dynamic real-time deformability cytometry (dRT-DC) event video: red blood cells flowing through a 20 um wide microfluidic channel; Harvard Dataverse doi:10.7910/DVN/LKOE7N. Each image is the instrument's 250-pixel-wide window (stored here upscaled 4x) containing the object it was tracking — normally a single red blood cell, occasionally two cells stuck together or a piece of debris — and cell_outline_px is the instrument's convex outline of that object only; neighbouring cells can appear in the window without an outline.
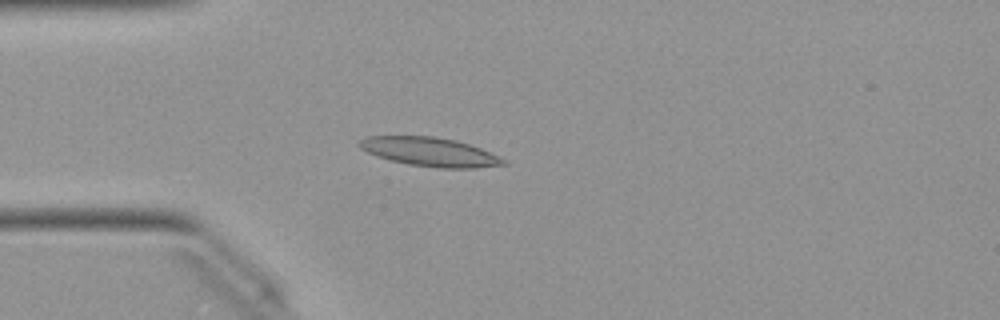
{"species": "Egyptian fruit bat (a non-hibernating species)", "species_latin": "Rousettus aegyptiacus", "temperature_condition": "warm", "stored_images_in_passage": 38, "camera_frame_rate_fps": 3000, "um_per_image_px": 0.085, "animal": {"sex": "female"}, "frame": {"image": 1, "passage_image": 1, "time_ms": 0.0, "image_size_px": [1000, 320], "cell_outline_px": [[508, 164], [476, 168], [440, 168], [408, 164], [388, 160], [376, 156], [360, 148], [356, 144], [360, 140], [368, 136], [432, 136], [456, 140], [480, 148], [504, 160]], "centroid_in_image_um": [36.48, 12.91], "position_along_channel_um": 48.5, "area_um2": 24.1}}
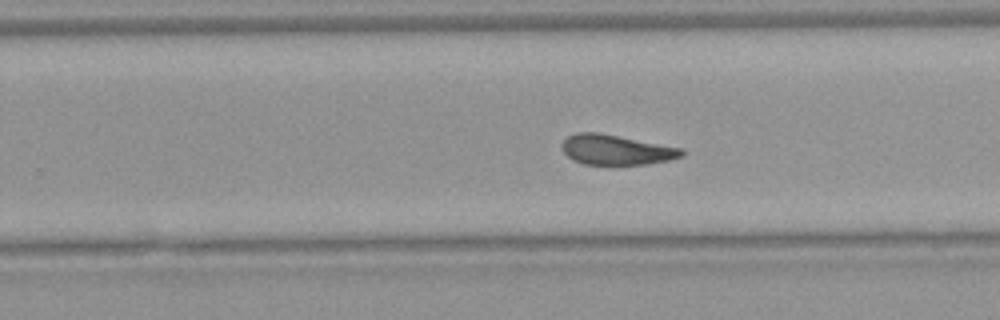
{"frame": {"image": 2, "passage_image": 19, "time_ms": 6.0, "image_size_px": [1000, 320], "cell_outline_px": [[684, 156], [668, 160], [648, 164], [584, 164], [572, 160], [560, 148], [560, 144], [568, 136], [576, 132], [596, 132], [684, 148]], "centroid_in_image_um": [52.36, 12.73], "position_along_channel_um": 277.4, "area_um2": 20.98}}
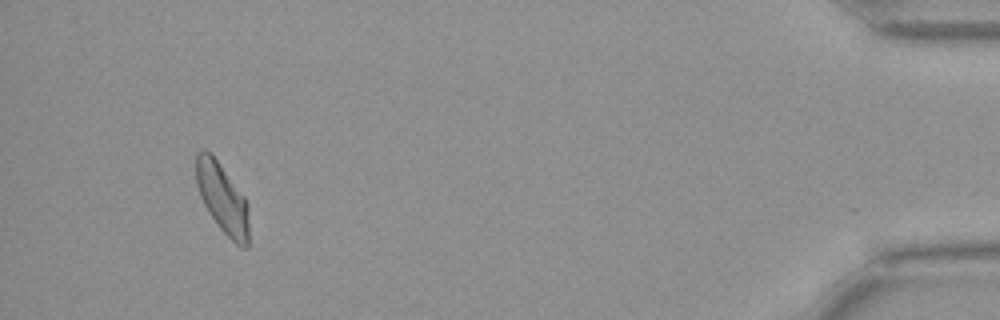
{"frame": {"image": 3, "passage_image": 35, "time_ms": 11.333, "image_size_px": [1000, 320], "cell_outline_px": [[248, 248], [240, 248], [220, 228], [204, 204], [200, 196], [196, 184], [196, 152], [200, 148], [204, 148], [216, 160], [244, 196], [248, 204]], "centroid_in_image_um": [18.9, 16.86], "position_along_channel_um": 416.3, "area_um2": 21.21}, "authors_computed_cell_mechanics": {"area_um2": 21.6172, "velocity_mm_per_s": 4.0159, "shape_relaxation_time_tau1_ms": 5.1518, "shape_relaxation_time_tau2_ms": 2.8908, "deformation_change_tau1": 0.1812, "deformation_change_tau2": 0.1204}}